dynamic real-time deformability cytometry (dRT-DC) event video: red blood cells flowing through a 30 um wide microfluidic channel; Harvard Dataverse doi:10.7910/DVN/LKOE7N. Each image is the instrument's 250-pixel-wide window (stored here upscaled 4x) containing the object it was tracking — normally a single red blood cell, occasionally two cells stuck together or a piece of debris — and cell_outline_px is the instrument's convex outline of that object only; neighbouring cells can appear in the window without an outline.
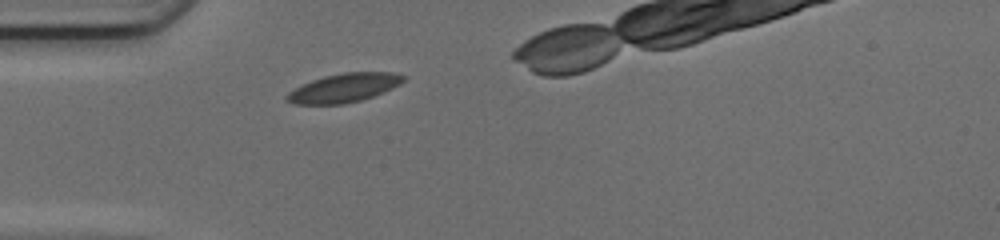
{"species": "common noctule bat (a hibernating species)", "species_latin": "Nyctalus noctula", "temperature_condition": "cold", "stored_images_in_passage": 30, "camera_frame_rate_fps": 3000, "um_per_image_px": 0.085, "animal": {"sex": "female", "body_mass_g": 17.0, "forearm_length_mm": 48.0}, "frame": {"image": 1, "passage_image": 5, "time_ms": 1.333, "image_size_px": [1000, 240], "cell_outline_px": [[404, 80], [400, 84], [392, 88], [372, 96], [360, 100], [344, 104], [296, 104], [284, 100], [284, 96], [288, 92], [312, 80], [324, 76], [344, 72], [392, 72], [404, 76]], "centroid_in_image_um": [29.21, 7.47], "position_along_channel_um": 55.8, "area_um2": 19.36}}
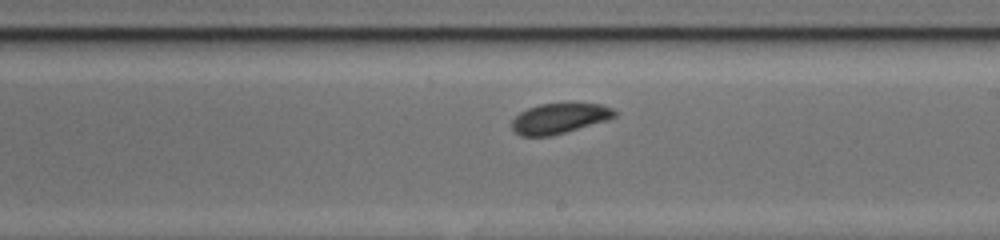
{"frame": {"image": 2, "passage_image": 19, "time_ms": 6.0, "image_size_px": [1000, 240], "cell_outline_px": [[616, 116], [608, 120], [552, 136], [520, 136], [512, 128], [512, 120], [520, 112], [528, 108], [540, 104], [600, 104], [612, 108], [616, 112]], "centroid_in_image_um": [47.54, 10.08], "position_along_channel_um": 241.5, "area_um2": 17.98}}
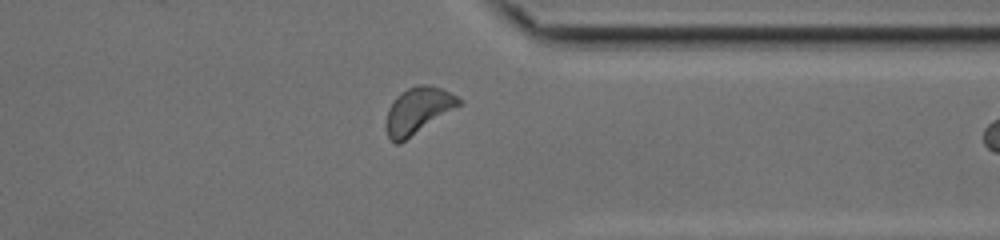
{"frame": {"image": 3, "passage_image": 29, "time_ms": 9.333, "image_size_px": [1000, 240], "cell_outline_px": [[464, 104], [400, 144], [396, 144], [388, 136], [384, 124], [388, 108], [396, 96], [400, 92], [416, 84], [428, 84], [440, 88], [464, 100]], "centroid_in_image_um": [35.54, 9.4], "position_along_channel_um": 375.9, "area_um2": 20.17}}